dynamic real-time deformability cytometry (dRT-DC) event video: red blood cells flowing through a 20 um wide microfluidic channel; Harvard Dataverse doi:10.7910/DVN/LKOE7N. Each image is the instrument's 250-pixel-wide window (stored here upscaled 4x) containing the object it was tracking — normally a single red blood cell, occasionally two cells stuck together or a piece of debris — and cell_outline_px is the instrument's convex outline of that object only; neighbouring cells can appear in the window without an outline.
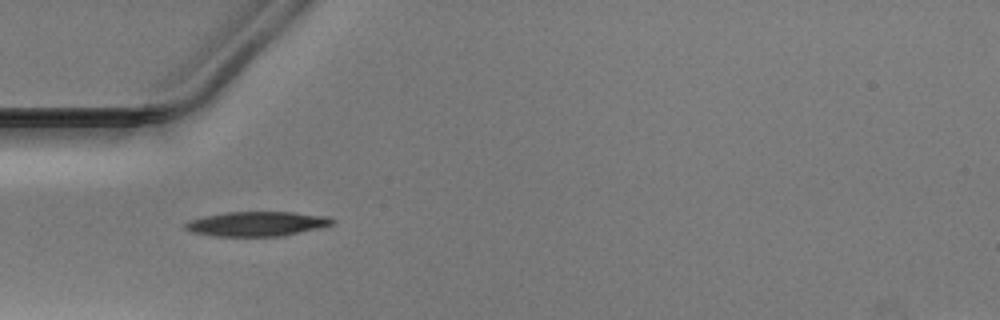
{"species": "Egyptian fruit bat (a non-hibernating species)", "species_latin": "Rousettus aegyptiacus", "temperature_condition": "warm", "stored_images_in_passage": 36, "camera_frame_rate_fps": 3000, "um_per_image_px": 0.085, "animal": {"sex": "male"}, "frame": {"image": 1, "passage_image": 1, "time_ms": 0.0, "image_size_px": [1000, 320], "cell_outline_px": [[336, 224], [320, 228], [280, 236], [216, 236], [192, 232], [184, 228], [184, 224], [188, 220], [204, 216], [228, 212], [292, 212], [328, 216], [336, 220]], "centroid_in_image_um": [21.87, 19.02], "position_along_channel_um": 63.1, "area_um2": 21.15}}
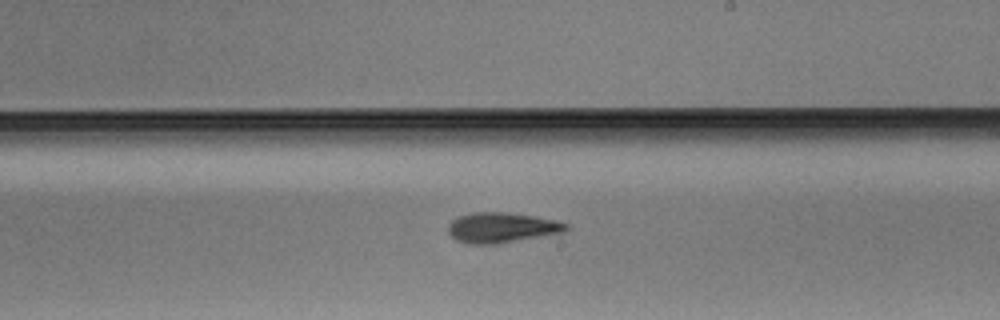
{"frame": {"image": 2, "passage_image": 15, "time_ms": 4.667, "image_size_px": [1000, 320], "cell_outline_px": [[568, 228], [564, 232], [496, 244], [472, 244], [456, 240], [448, 232], [448, 224], [452, 220], [460, 216], [472, 212], [508, 212], [536, 216], [556, 220], [568, 224]], "centroid_in_image_um": [42.64, 19.33], "position_along_channel_um": 246.4, "area_um2": 20.75}}
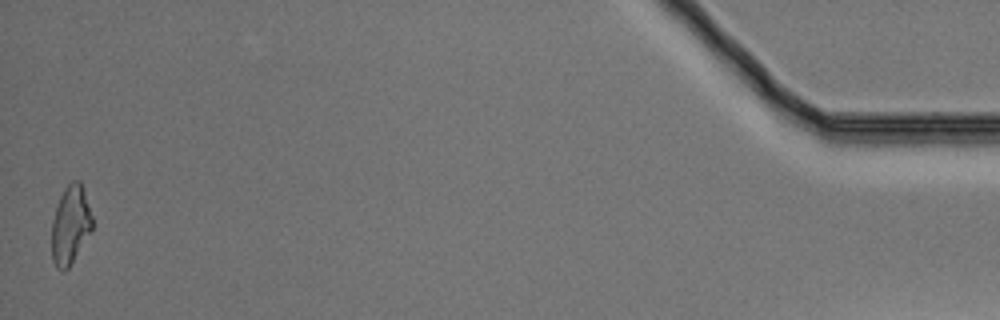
{"frame": {"image": 3, "passage_image": 36, "time_ms": 11.667, "image_size_px": [1000, 320], "cell_outline_px": [[92, 228], [68, 268], [64, 272], [60, 272], [56, 268], [52, 260], [52, 220], [56, 204], [64, 188], [72, 180], [80, 180], [92, 216]], "centroid_in_image_um": [5.95, 19.12], "position_along_channel_um": 429.3, "area_um2": 18.44}}